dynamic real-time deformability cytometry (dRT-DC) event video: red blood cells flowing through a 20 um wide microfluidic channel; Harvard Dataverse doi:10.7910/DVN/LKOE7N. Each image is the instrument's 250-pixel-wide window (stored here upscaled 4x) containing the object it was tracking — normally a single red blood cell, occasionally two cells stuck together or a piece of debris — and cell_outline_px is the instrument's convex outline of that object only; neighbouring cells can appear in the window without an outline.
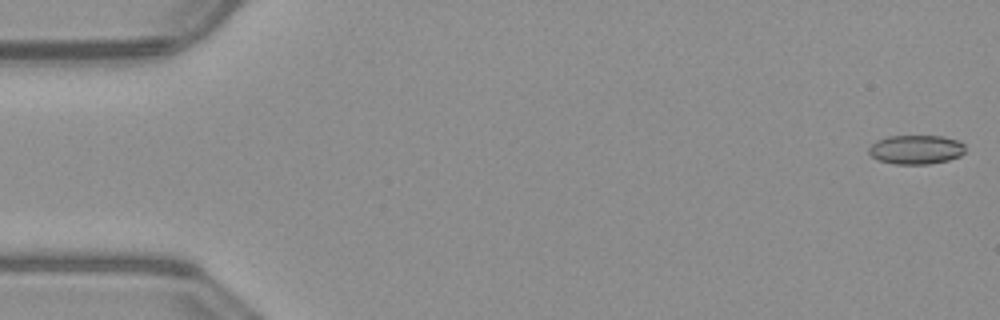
{"species": "common noctule bat (a hibernating species)", "species_latin": "Nyctalus noctula", "temperature_condition": "warm", "stored_images_in_passage": 52, "camera_frame_rate_fps": 3000, "um_per_image_px": 0.085, "animal": {"sex": "male", "body_mass_g": 23.1, "forearm_length_mm": 52.7}, "frame": {"image": 1, "passage_image": 1, "time_ms": 0.0, "image_size_px": [1000, 320], "cell_outline_px": [[964, 152], [960, 156], [948, 160], [928, 164], [896, 164], [876, 160], [868, 152], [868, 148], [876, 140], [888, 136], [944, 136], [956, 140], [964, 144]], "centroid_in_image_um": [77.83, 12.71], "position_along_channel_um": 7.2, "area_um2": 16.42}}
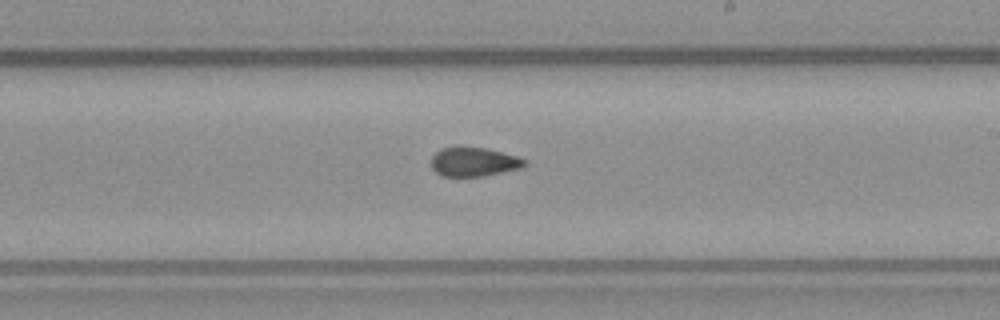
{"frame": {"image": 2, "passage_image": 30, "time_ms": 9.667, "image_size_px": [1000, 320], "cell_outline_px": [[528, 164], [520, 168], [484, 176], [440, 176], [432, 168], [432, 156], [440, 148], [488, 148], [516, 156], [528, 160]], "centroid_in_image_um": [40.3, 13.77], "position_along_channel_um": 248.7, "area_um2": 15.66}}
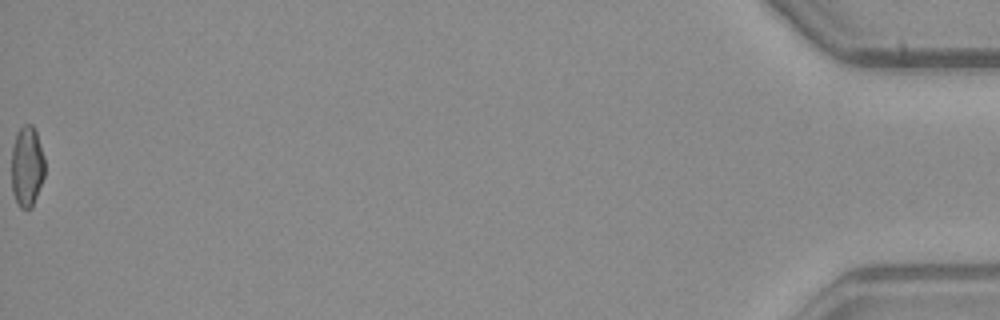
{"frame": {"image": 3, "passage_image": 52, "time_ms": 17.0, "image_size_px": [1000, 320], "cell_outline_px": [[44, 176], [32, 208], [20, 208], [12, 192], [12, 148], [16, 132], [24, 124], [32, 124], [36, 132], [44, 156]], "centroid_in_image_um": [2.29, 14.13], "position_along_channel_um": 432.9, "area_um2": 15.61}, "authors_computed_cell_mechanics": {"area_um2": 16.473, "velocity_mm_per_s": 4.0299, "shape_relaxation_time_tau1_ms": null, "shape_relaxation_time_tau2_ms": 2.4721, "deformation_change_tau1": null, "deformation_change_tau2": 0.0854}}